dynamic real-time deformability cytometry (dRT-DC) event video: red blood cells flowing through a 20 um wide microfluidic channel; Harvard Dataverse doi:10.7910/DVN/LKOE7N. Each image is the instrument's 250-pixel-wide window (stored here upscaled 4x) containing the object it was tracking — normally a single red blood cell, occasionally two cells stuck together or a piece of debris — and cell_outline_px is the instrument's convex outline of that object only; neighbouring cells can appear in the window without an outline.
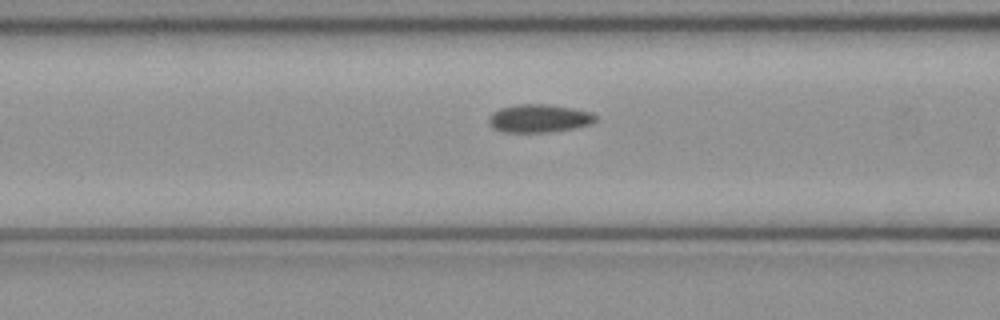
{"species": "common noctule bat (a hibernating species)", "species_latin": "Nyctalus noctula", "temperature_condition": "cold", "stored_images_in_passage": 10, "camera_frame_rate_fps": 3000, "um_per_image_px": 0.085, "animal": {"sex": "female", "body_mass_g": 21.9}, "frame": {"image": 1, "passage_image": 9, "time_ms": 2.667, "image_size_px": [1000, 320], "cell_outline_px": [[596, 120], [592, 124], [576, 128], [548, 132], [504, 132], [492, 128], [488, 124], [488, 120], [492, 112], [500, 108], [516, 104], [548, 104], [572, 108], [592, 112], [596, 116]], "centroid_in_image_um": [45.81, 10.06], "position_along_channel_um": 120.8, "area_um2": 17.69}}